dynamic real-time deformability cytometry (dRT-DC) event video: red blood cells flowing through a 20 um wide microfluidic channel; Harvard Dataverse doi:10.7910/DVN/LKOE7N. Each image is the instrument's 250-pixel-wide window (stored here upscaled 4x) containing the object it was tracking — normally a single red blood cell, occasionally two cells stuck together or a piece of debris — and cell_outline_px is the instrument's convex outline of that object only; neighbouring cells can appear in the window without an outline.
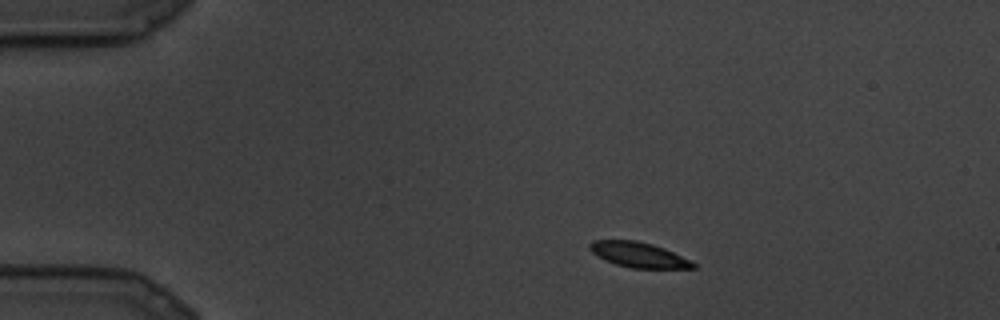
{"species": "common noctule bat (a hibernating species)", "species_latin": "Nyctalus noctula", "temperature_condition": "cold", "stored_images_in_passage": 11, "camera_frame_rate_fps": 3000, "um_per_image_px": 0.085, "animal": {"sex": "male", "body_mass_g": 19.5, "forearm_length_mm": 54.6}, "frame": {"image": 1, "passage_image": 3, "time_ms": 0.667, "image_size_px": [1000, 320], "cell_outline_px": [[696, 268], [632, 268], [616, 264], [604, 260], [592, 252], [588, 248], [588, 244], [592, 240], [636, 240], [652, 244], [664, 248], [696, 264]], "centroid_in_image_um": [54.22, 21.65], "position_along_channel_um": 30.8, "area_um2": 15.03}}
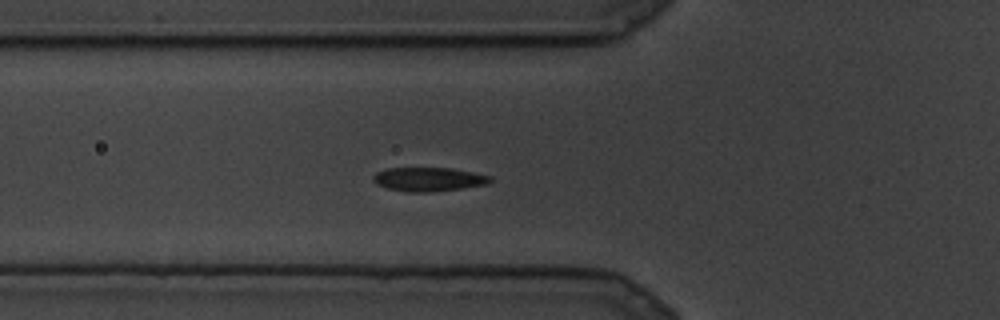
{"frame": {"image": 2, "passage_image": 8, "time_ms": 2.333, "image_size_px": [1000, 320], "cell_outline_px": [[492, 180], [488, 184], [432, 192], [408, 192], [388, 188], [376, 184], [372, 180], [372, 176], [376, 172], [388, 168], [452, 168], [492, 176]], "centroid_in_image_um": [36.42, 15.23], "position_along_channel_um": 89.4, "area_um2": 16.3}}
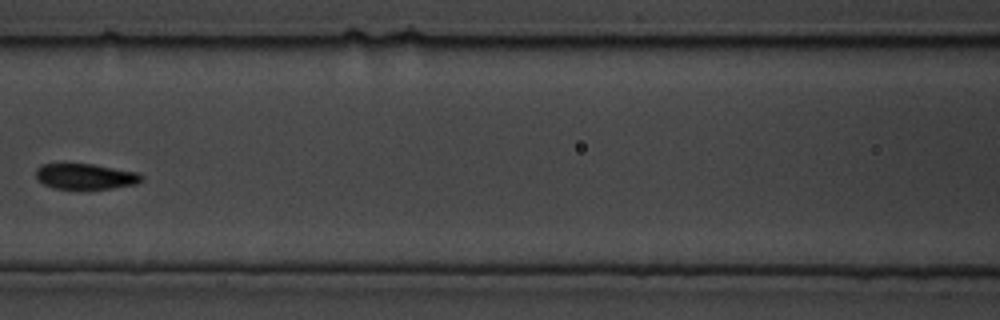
{"frame": {"image": 3, "passage_image": 10, "time_ms": 3.0, "image_size_px": [1000, 320], "cell_outline_px": [[144, 180], [136, 184], [112, 188], [52, 188], [36, 180], [36, 168], [40, 164], [92, 164], [136, 172], [144, 176]], "centroid_in_image_um": [7.25, 14.99], "position_along_channel_um": 159.4, "area_um2": 15.66}}